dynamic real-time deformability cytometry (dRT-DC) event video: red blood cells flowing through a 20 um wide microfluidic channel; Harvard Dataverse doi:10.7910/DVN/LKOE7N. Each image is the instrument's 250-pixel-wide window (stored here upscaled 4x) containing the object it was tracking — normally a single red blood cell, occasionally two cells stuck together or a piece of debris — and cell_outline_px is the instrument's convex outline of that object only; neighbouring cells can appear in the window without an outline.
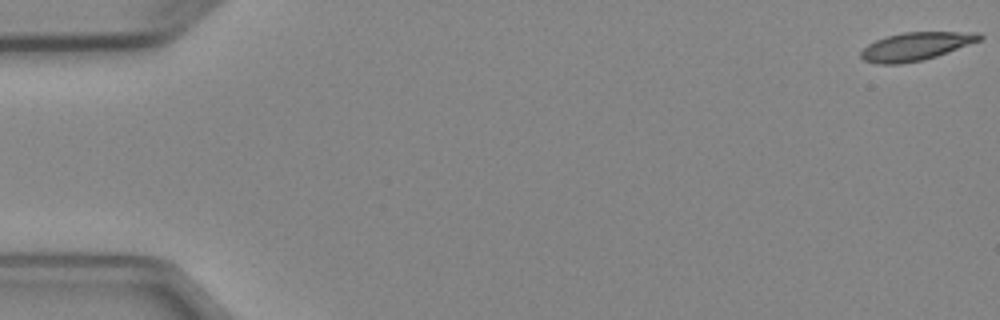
{"species": "Egyptian fruit bat (a non-hibernating species)", "species_latin": "Rousettus aegyptiacus", "temperature_condition": "cold", "stored_images_in_passage": 5, "camera_frame_rate_fps": 3000, "um_per_image_px": 0.085, "animal": {"sex": "female"}, "frame": {"image": 1, "passage_image": 1, "time_ms": 0.0, "image_size_px": [1000, 320], "cell_outline_px": [[984, 36], [980, 40], [936, 56], [924, 60], [900, 64], [876, 64], [864, 60], [860, 56], [860, 52], [868, 44], [876, 40], [888, 36], [904, 32], [980, 32]], "centroid_in_image_um": [77.83, 3.94], "position_along_channel_um": 7.2, "area_um2": 19.31}}
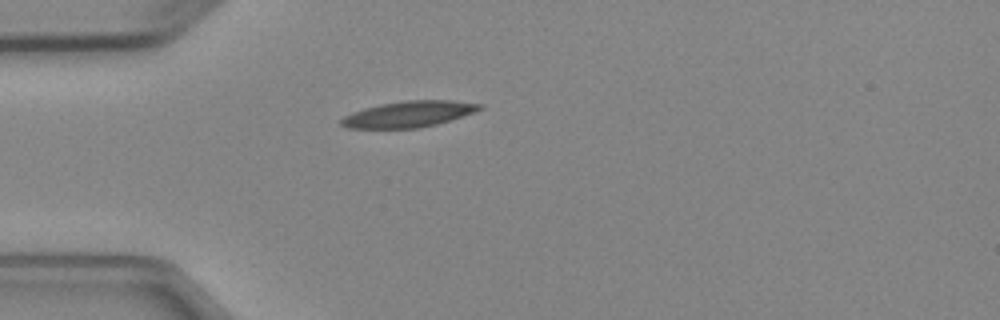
{"frame": {"image": 2, "passage_image": 5, "time_ms": 4.667, "image_size_px": [1000, 320], "cell_outline_px": [[484, 108], [476, 112], [436, 124], [416, 128], [348, 128], [340, 124], [340, 120], [344, 116], [352, 112], [364, 108], [380, 104], [408, 100], [452, 100], [484, 104]], "centroid_in_image_um": [34.77, 9.69], "position_along_channel_um": 50.2, "area_um2": 21.04}}